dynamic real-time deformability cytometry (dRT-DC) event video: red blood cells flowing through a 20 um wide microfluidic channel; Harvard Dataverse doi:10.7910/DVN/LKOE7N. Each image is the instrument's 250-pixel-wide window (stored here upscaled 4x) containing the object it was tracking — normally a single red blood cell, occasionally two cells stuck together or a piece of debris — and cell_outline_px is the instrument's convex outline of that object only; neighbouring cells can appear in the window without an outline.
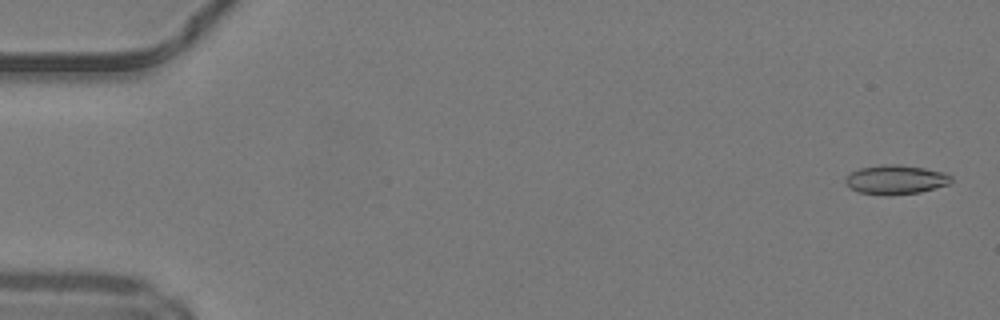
{"species": "common noctule bat (a hibernating species)", "species_latin": "Nyctalus noctula", "temperature_condition": "warm", "stored_images_in_passage": 50, "camera_frame_rate_fps": 3000, "um_per_image_px": 0.085, "animal": {"sex": "male", "body_mass_g": 19.2, "forearm_length_mm": 51.8}, "frame": {"image": 1, "passage_image": 2, "time_ms": 0.333, "image_size_px": [1000, 320], "cell_outline_px": [[952, 180], [948, 184], [920, 192], [888, 196], [860, 192], [848, 188], [844, 180], [852, 172], [860, 168], [880, 164], [900, 164], [924, 168], [944, 172], [952, 176]], "centroid_in_image_um": [76.12, 15.27], "position_along_channel_um": 8.9, "area_um2": 18.09}}
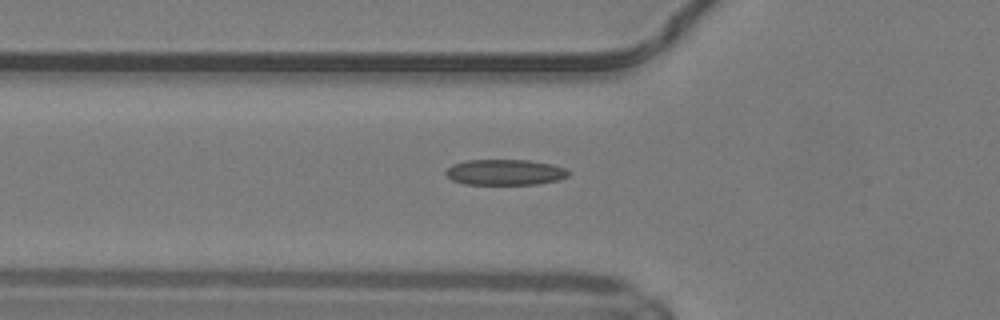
{"frame": {"image": 2, "passage_image": 18, "time_ms": 5.667, "image_size_px": [1000, 320], "cell_outline_px": [[568, 176], [560, 180], [536, 184], [464, 184], [452, 180], [444, 172], [452, 164], [464, 160], [528, 160], [552, 164], [564, 168], [568, 172]], "centroid_in_image_um": [42.91, 14.64], "position_along_channel_um": 82.9, "area_um2": 18.38}}
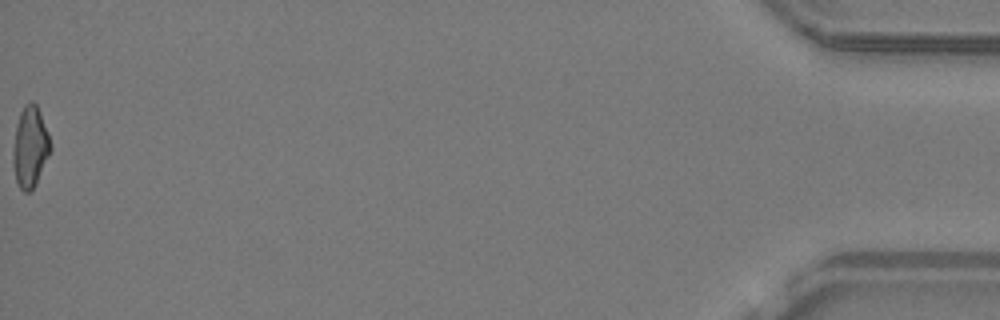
{"frame": {"image": 3, "passage_image": 50, "time_ms": 16.333, "image_size_px": [1000, 320], "cell_outline_px": [[52, 148], [36, 184], [28, 192], [24, 192], [20, 188], [16, 180], [12, 164], [12, 152], [16, 124], [20, 112], [24, 104], [32, 100], [36, 104], [40, 112], [48, 132], [52, 144]], "centroid_in_image_um": [2.56, 12.47], "position_along_channel_um": 432.6, "area_um2": 17.86}, "authors_computed_cell_mechanics": {"area_um2": 17.918, "velocity_mm_per_s": 4.2336, "shape_relaxation_time_tau1_ms": null, "shape_relaxation_time_tau2_ms": 3.1449, "deformation_change_tau1": null, "deformation_change_tau2": 0.1146}}